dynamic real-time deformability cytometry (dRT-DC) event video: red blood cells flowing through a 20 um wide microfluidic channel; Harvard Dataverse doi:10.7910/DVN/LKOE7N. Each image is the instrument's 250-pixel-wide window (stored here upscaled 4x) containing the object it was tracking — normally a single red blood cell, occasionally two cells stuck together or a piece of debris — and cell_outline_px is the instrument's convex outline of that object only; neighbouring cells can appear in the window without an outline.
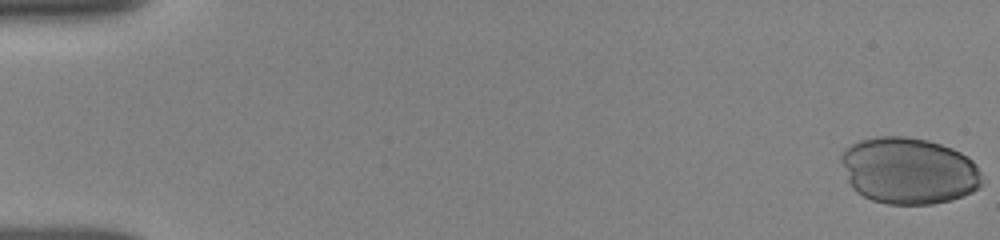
{"species": "human", "species_latin": "Homo sapiens", "temperature_condition": "room temperature", "stored_images_in_passage": 41, "camera_frame_rate_fps": 3000, "um_per_image_px": 0.085, "donor": {"sex": "female"}, "frame": {"image": 1, "passage_image": 1, "time_ms": 0.0, "image_size_px": [1000, 240], "cell_outline_px": [[980, 188], [972, 192], [952, 200], [932, 204], [888, 204], [872, 200], [856, 192], [848, 180], [840, 156], [844, 148], [860, 140], [880, 136], [904, 136], [928, 140], [952, 148], [968, 156], [976, 164], [980, 172]], "centroid_in_image_um": [77.25, 14.51], "position_along_channel_um": 7.8, "area_um2": 54.68}}
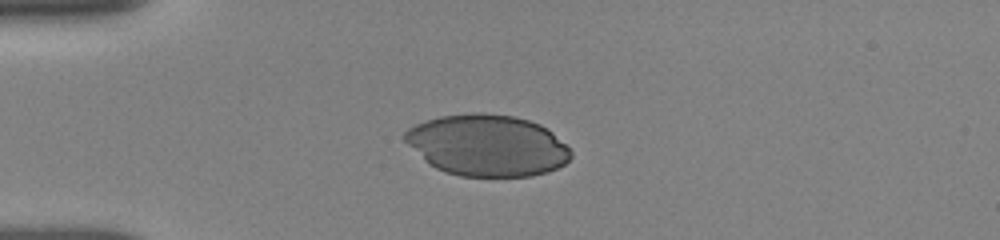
{"frame": {"image": 2, "passage_image": 27, "time_ms": 4.333, "image_size_px": [1000, 240], "cell_outline_px": [[572, 156], [564, 164], [548, 172], [532, 176], [460, 176], [444, 172], [428, 164], [404, 140], [404, 132], [408, 128], [416, 124], [440, 116], [472, 112], [484, 112], [512, 116], [528, 120], [540, 124], [548, 128], [572, 152]], "centroid_in_image_um": [41.41, 12.35], "position_along_channel_um": 43.6, "area_um2": 59.48}}